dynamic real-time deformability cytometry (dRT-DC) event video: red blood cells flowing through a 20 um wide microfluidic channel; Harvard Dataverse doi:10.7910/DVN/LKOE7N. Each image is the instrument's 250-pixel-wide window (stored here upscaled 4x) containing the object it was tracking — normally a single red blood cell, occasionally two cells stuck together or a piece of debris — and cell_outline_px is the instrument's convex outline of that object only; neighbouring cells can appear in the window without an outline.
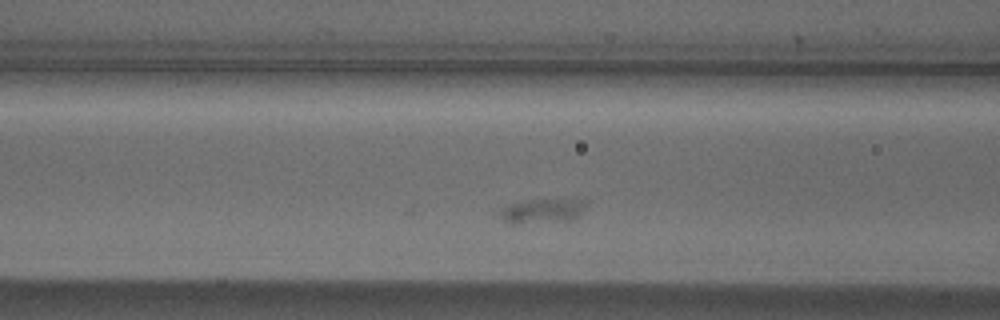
{"species": "Egyptian fruit bat (a non-hibernating species)", "species_latin": "Rousettus aegyptiacus", "temperature_condition": "cold", "stored_images_in_passage": 45, "camera_frame_rate_fps": 3000, "um_per_image_px": 0.085, "animal": {"sex": "male"}, "frame": {"image": 1, "passage_image": 9, "time_ms": 2.667, "image_size_px": [1000, 320], "cell_outline_px": [[588, 204], [576, 216], [568, 220], [512, 224], [504, 220], [492, 212], [516, 200], [588, 200]], "centroid_in_image_um": [45.93, 17.91], "position_along_channel_um": 120.7, "area_um2": 12.43}}
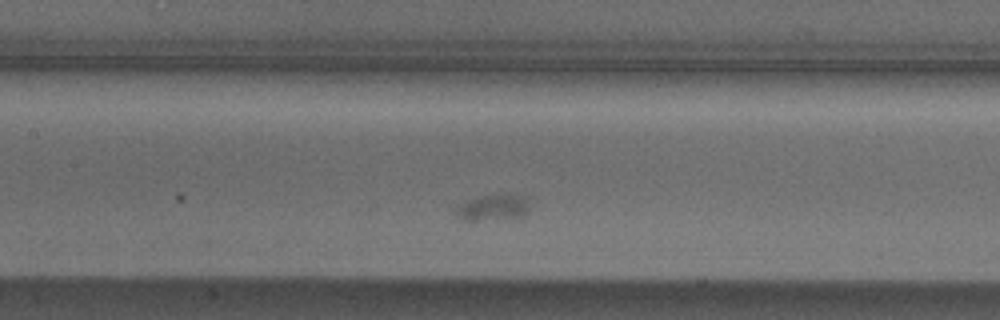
{"frame": {"image": 2, "passage_image": 13, "time_ms": 4.0, "image_size_px": [1000, 320], "cell_outline_px": [[532, 200], [528, 208], [520, 216], [476, 220], [464, 220], [456, 216], [456, 208], [468, 200], [480, 196], [532, 196]], "centroid_in_image_um": [41.93, 17.63], "position_along_channel_um": 165.5, "area_um2": 10.64}}